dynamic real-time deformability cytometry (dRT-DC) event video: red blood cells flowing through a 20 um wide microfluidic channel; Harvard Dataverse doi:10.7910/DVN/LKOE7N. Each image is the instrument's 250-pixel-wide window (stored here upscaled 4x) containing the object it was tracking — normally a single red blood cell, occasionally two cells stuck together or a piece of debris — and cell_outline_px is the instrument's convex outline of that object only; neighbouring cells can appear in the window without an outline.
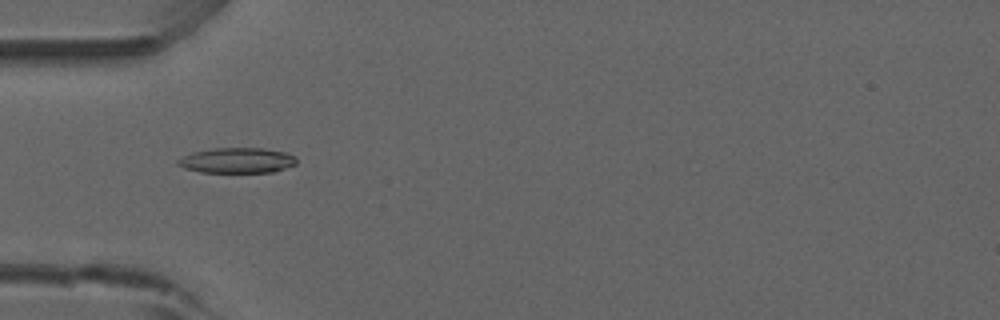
{"species": "common noctule bat (a hibernating species)", "species_latin": "Nyctalus noctula", "temperature_condition": "room temperature", "stored_images_in_passage": 32, "camera_frame_rate_fps": 3000, "um_per_image_px": 0.085, "animal": {"sex": "male", "forearm_length_mm": 52.5}, "frame": {"image": 1, "passage_image": 1, "time_ms": 0.0, "image_size_px": [1000, 320], "cell_outline_px": [[296, 164], [272, 172], [200, 172], [184, 168], [176, 164], [176, 160], [192, 152], [212, 148], [264, 148], [284, 152], [296, 156]], "centroid_in_image_um": [20.13, 13.63], "position_along_channel_um": 64.9, "area_um2": 17.51}}
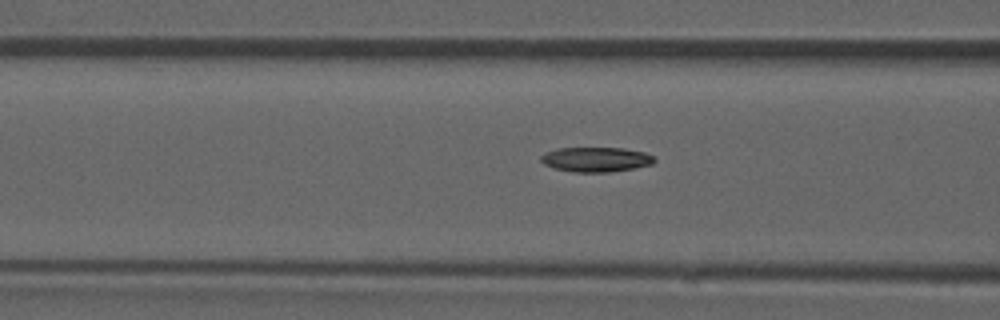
{"frame": {"image": 2, "passage_image": 5, "time_ms": 1.333, "image_size_px": [1000, 320], "cell_outline_px": [[656, 160], [652, 164], [636, 168], [608, 172], [572, 172], [556, 168], [544, 164], [540, 160], [540, 156], [548, 152], [560, 148], [624, 148], [644, 152], [656, 156]], "centroid_in_image_um": [50.71, 13.55], "position_along_channel_um": 115.9, "area_um2": 16.36}}